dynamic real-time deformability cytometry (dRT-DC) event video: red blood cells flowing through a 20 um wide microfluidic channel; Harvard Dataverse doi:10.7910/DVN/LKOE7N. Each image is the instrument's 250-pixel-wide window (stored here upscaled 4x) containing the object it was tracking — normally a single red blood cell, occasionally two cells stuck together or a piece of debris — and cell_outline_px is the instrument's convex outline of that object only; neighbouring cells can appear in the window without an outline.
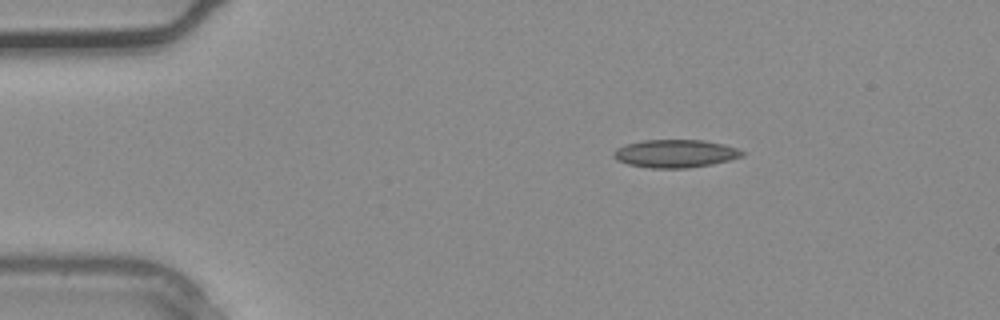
{"species": "common noctule bat (a hibernating species)", "species_latin": "Nyctalus noctula", "temperature_condition": "warm", "stored_images_in_passage": 2, "camera_frame_rate_fps": 3000, "um_per_image_px": 0.085, "animal": {"sex": "male", "body_mass_g": 20.4}, "frame": {"image": 1, "passage_image": 1, "time_ms": 0.0, "image_size_px": [1000, 320], "cell_outline_px": [[744, 156], [712, 164], [688, 168], [648, 168], [628, 164], [616, 160], [612, 156], [612, 152], [616, 148], [624, 144], [644, 140], [704, 140], [724, 144], [740, 148], [744, 152]], "centroid_in_image_um": [57.38, 13.05], "position_along_channel_um": 27.6, "area_um2": 21.21}}